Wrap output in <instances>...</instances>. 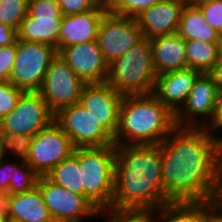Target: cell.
Instances as JSON below:
<instances>
[{
  "instance_id": "31",
  "label": "cell",
  "mask_w": 222,
  "mask_h": 222,
  "mask_svg": "<svg viewBox=\"0 0 222 222\" xmlns=\"http://www.w3.org/2000/svg\"><path fill=\"white\" fill-rule=\"evenodd\" d=\"M24 92L10 81H0V121L15 109Z\"/></svg>"
},
{
  "instance_id": "17",
  "label": "cell",
  "mask_w": 222,
  "mask_h": 222,
  "mask_svg": "<svg viewBox=\"0 0 222 222\" xmlns=\"http://www.w3.org/2000/svg\"><path fill=\"white\" fill-rule=\"evenodd\" d=\"M186 0H161L135 19L146 39L177 33Z\"/></svg>"
},
{
  "instance_id": "40",
  "label": "cell",
  "mask_w": 222,
  "mask_h": 222,
  "mask_svg": "<svg viewBox=\"0 0 222 222\" xmlns=\"http://www.w3.org/2000/svg\"><path fill=\"white\" fill-rule=\"evenodd\" d=\"M208 74L213 78L218 90H222V58L219 59Z\"/></svg>"
},
{
  "instance_id": "38",
  "label": "cell",
  "mask_w": 222,
  "mask_h": 222,
  "mask_svg": "<svg viewBox=\"0 0 222 222\" xmlns=\"http://www.w3.org/2000/svg\"><path fill=\"white\" fill-rule=\"evenodd\" d=\"M17 40V31L0 23V47L10 46Z\"/></svg>"
},
{
  "instance_id": "27",
  "label": "cell",
  "mask_w": 222,
  "mask_h": 222,
  "mask_svg": "<svg viewBox=\"0 0 222 222\" xmlns=\"http://www.w3.org/2000/svg\"><path fill=\"white\" fill-rule=\"evenodd\" d=\"M100 215L108 222H157V209L110 208Z\"/></svg>"
},
{
  "instance_id": "25",
  "label": "cell",
  "mask_w": 222,
  "mask_h": 222,
  "mask_svg": "<svg viewBox=\"0 0 222 222\" xmlns=\"http://www.w3.org/2000/svg\"><path fill=\"white\" fill-rule=\"evenodd\" d=\"M46 177L70 192L82 195V171L73 153L56 165Z\"/></svg>"
},
{
  "instance_id": "30",
  "label": "cell",
  "mask_w": 222,
  "mask_h": 222,
  "mask_svg": "<svg viewBox=\"0 0 222 222\" xmlns=\"http://www.w3.org/2000/svg\"><path fill=\"white\" fill-rule=\"evenodd\" d=\"M161 0H108V10L120 16L136 18Z\"/></svg>"
},
{
  "instance_id": "6",
  "label": "cell",
  "mask_w": 222,
  "mask_h": 222,
  "mask_svg": "<svg viewBox=\"0 0 222 222\" xmlns=\"http://www.w3.org/2000/svg\"><path fill=\"white\" fill-rule=\"evenodd\" d=\"M56 55L57 49L51 45L17 39V52L9 81L25 92H38Z\"/></svg>"
},
{
  "instance_id": "4",
  "label": "cell",
  "mask_w": 222,
  "mask_h": 222,
  "mask_svg": "<svg viewBox=\"0 0 222 222\" xmlns=\"http://www.w3.org/2000/svg\"><path fill=\"white\" fill-rule=\"evenodd\" d=\"M73 154L82 171V196L99 212L112 208L115 185V145L77 147Z\"/></svg>"
},
{
  "instance_id": "1",
  "label": "cell",
  "mask_w": 222,
  "mask_h": 222,
  "mask_svg": "<svg viewBox=\"0 0 222 222\" xmlns=\"http://www.w3.org/2000/svg\"><path fill=\"white\" fill-rule=\"evenodd\" d=\"M165 204L222 197L218 136L205 127L176 126L159 144Z\"/></svg>"
},
{
  "instance_id": "13",
  "label": "cell",
  "mask_w": 222,
  "mask_h": 222,
  "mask_svg": "<svg viewBox=\"0 0 222 222\" xmlns=\"http://www.w3.org/2000/svg\"><path fill=\"white\" fill-rule=\"evenodd\" d=\"M55 118L39 92H24L15 109L0 121V131L36 135Z\"/></svg>"
},
{
  "instance_id": "11",
  "label": "cell",
  "mask_w": 222,
  "mask_h": 222,
  "mask_svg": "<svg viewBox=\"0 0 222 222\" xmlns=\"http://www.w3.org/2000/svg\"><path fill=\"white\" fill-rule=\"evenodd\" d=\"M143 39L135 18L120 16L108 10L101 20L96 41L109 64Z\"/></svg>"
},
{
  "instance_id": "42",
  "label": "cell",
  "mask_w": 222,
  "mask_h": 222,
  "mask_svg": "<svg viewBox=\"0 0 222 222\" xmlns=\"http://www.w3.org/2000/svg\"><path fill=\"white\" fill-rule=\"evenodd\" d=\"M219 157L222 161V136L218 135Z\"/></svg>"
},
{
  "instance_id": "14",
  "label": "cell",
  "mask_w": 222,
  "mask_h": 222,
  "mask_svg": "<svg viewBox=\"0 0 222 222\" xmlns=\"http://www.w3.org/2000/svg\"><path fill=\"white\" fill-rule=\"evenodd\" d=\"M218 87L208 73H201L185 103L175 113L179 127H204L211 119L218 96Z\"/></svg>"
},
{
  "instance_id": "36",
  "label": "cell",
  "mask_w": 222,
  "mask_h": 222,
  "mask_svg": "<svg viewBox=\"0 0 222 222\" xmlns=\"http://www.w3.org/2000/svg\"><path fill=\"white\" fill-rule=\"evenodd\" d=\"M206 130L215 135H219L222 130V90L218 92V96L214 105V111L210 121L204 126Z\"/></svg>"
},
{
  "instance_id": "34",
  "label": "cell",
  "mask_w": 222,
  "mask_h": 222,
  "mask_svg": "<svg viewBox=\"0 0 222 222\" xmlns=\"http://www.w3.org/2000/svg\"><path fill=\"white\" fill-rule=\"evenodd\" d=\"M17 52V40L10 46L0 47V81H9Z\"/></svg>"
},
{
  "instance_id": "21",
  "label": "cell",
  "mask_w": 222,
  "mask_h": 222,
  "mask_svg": "<svg viewBox=\"0 0 222 222\" xmlns=\"http://www.w3.org/2000/svg\"><path fill=\"white\" fill-rule=\"evenodd\" d=\"M8 219L14 222L54 221L37 186L28 192L12 194Z\"/></svg>"
},
{
  "instance_id": "10",
  "label": "cell",
  "mask_w": 222,
  "mask_h": 222,
  "mask_svg": "<svg viewBox=\"0 0 222 222\" xmlns=\"http://www.w3.org/2000/svg\"><path fill=\"white\" fill-rule=\"evenodd\" d=\"M84 85L85 83L57 53L47 69L38 92L50 110L56 114L60 109L79 102Z\"/></svg>"
},
{
  "instance_id": "22",
  "label": "cell",
  "mask_w": 222,
  "mask_h": 222,
  "mask_svg": "<svg viewBox=\"0 0 222 222\" xmlns=\"http://www.w3.org/2000/svg\"><path fill=\"white\" fill-rule=\"evenodd\" d=\"M177 33L185 40L219 42L221 33L212 28L198 7L187 3L182 9Z\"/></svg>"
},
{
  "instance_id": "9",
  "label": "cell",
  "mask_w": 222,
  "mask_h": 222,
  "mask_svg": "<svg viewBox=\"0 0 222 222\" xmlns=\"http://www.w3.org/2000/svg\"><path fill=\"white\" fill-rule=\"evenodd\" d=\"M70 138L53 121L33 136L25 161L39 176H46L74 151Z\"/></svg>"
},
{
  "instance_id": "35",
  "label": "cell",
  "mask_w": 222,
  "mask_h": 222,
  "mask_svg": "<svg viewBox=\"0 0 222 222\" xmlns=\"http://www.w3.org/2000/svg\"><path fill=\"white\" fill-rule=\"evenodd\" d=\"M10 159V157H0V190H9L14 169L21 162L18 159Z\"/></svg>"
},
{
  "instance_id": "16",
  "label": "cell",
  "mask_w": 222,
  "mask_h": 222,
  "mask_svg": "<svg viewBox=\"0 0 222 222\" xmlns=\"http://www.w3.org/2000/svg\"><path fill=\"white\" fill-rule=\"evenodd\" d=\"M57 53L85 84L106 82L108 63L96 40L64 46Z\"/></svg>"
},
{
  "instance_id": "44",
  "label": "cell",
  "mask_w": 222,
  "mask_h": 222,
  "mask_svg": "<svg viewBox=\"0 0 222 222\" xmlns=\"http://www.w3.org/2000/svg\"><path fill=\"white\" fill-rule=\"evenodd\" d=\"M9 219L6 218L5 216L0 215V222H8Z\"/></svg>"
},
{
  "instance_id": "41",
  "label": "cell",
  "mask_w": 222,
  "mask_h": 222,
  "mask_svg": "<svg viewBox=\"0 0 222 222\" xmlns=\"http://www.w3.org/2000/svg\"><path fill=\"white\" fill-rule=\"evenodd\" d=\"M216 0H186V3L190 6L198 7L206 3L214 2Z\"/></svg>"
},
{
  "instance_id": "33",
  "label": "cell",
  "mask_w": 222,
  "mask_h": 222,
  "mask_svg": "<svg viewBox=\"0 0 222 222\" xmlns=\"http://www.w3.org/2000/svg\"><path fill=\"white\" fill-rule=\"evenodd\" d=\"M57 2L63 16L84 13L99 4L96 0H57Z\"/></svg>"
},
{
  "instance_id": "3",
  "label": "cell",
  "mask_w": 222,
  "mask_h": 222,
  "mask_svg": "<svg viewBox=\"0 0 222 222\" xmlns=\"http://www.w3.org/2000/svg\"><path fill=\"white\" fill-rule=\"evenodd\" d=\"M176 127L175 114L153 94L123 97L115 145H158Z\"/></svg>"
},
{
  "instance_id": "32",
  "label": "cell",
  "mask_w": 222,
  "mask_h": 222,
  "mask_svg": "<svg viewBox=\"0 0 222 222\" xmlns=\"http://www.w3.org/2000/svg\"><path fill=\"white\" fill-rule=\"evenodd\" d=\"M206 22L218 32L222 33V0L198 6Z\"/></svg>"
},
{
  "instance_id": "23",
  "label": "cell",
  "mask_w": 222,
  "mask_h": 222,
  "mask_svg": "<svg viewBox=\"0 0 222 222\" xmlns=\"http://www.w3.org/2000/svg\"><path fill=\"white\" fill-rule=\"evenodd\" d=\"M185 54L188 68L208 73L220 59L219 42L185 41Z\"/></svg>"
},
{
  "instance_id": "43",
  "label": "cell",
  "mask_w": 222,
  "mask_h": 222,
  "mask_svg": "<svg viewBox=\"0 0 222 222\" xmlns=\"http://www.w3.org/2000/svg\"><path fill=\"white\" fill-rule=\"evenodd\" d=\"M219 57L222 58V33L219 39Z\"/></svg>"
},
{
  "instance_id": "15",
  "label": "cell",
  "mask_w": 222,
  "mask_h": 222,
  "mask_svg": "<svg viewBox=\"0 0 222 222\" xmlns=\"http://www.w3.org/2000/svg\"><path fill=\"white\" fill-rule=\"evenodd\" d=\"M123 97L106 82L91 83L83 86L79 103L114 137Z\"/></svg>"
},
{
  "instance_id": "24",
  "label": "cell",
  "mask_w": 222,
  "mask_h": 222,
  "mask_svg": "<svg viewBox=\"0 0 222 222\" xmlns=\"http://www.w3.org/2000/svg\"><path fill=\"white\" fill-rule=\"evenodd\" d=\"M157 222H204V202H169L157 209Z\"/></svg>"
},
{
  "instance_id": "29",
  "label": "cell",
  "mask_w": 222,
  "mask_h": 222,
  "mask_svg": "<svg viewBox=\"0 0 222 222\" xmlns=\"http://www.w3.org/2000/svg\"><path fill=\"white\" fill-rule=\"evenodd\" d=\"M39 177L25 161H21L12 174L9 191L11 194L28 192L37 186Z\"/></svg>"
},
{
  "instance_id": "2",
  "label": "cell",
  "mask_w": 222,
  "mask_h": 222,
  "mask_svg": "<svg viewBox=\"0 0 222 222\" xmlns=\"http://www.w3.org/2000/svg\"><path fill=\"white\" fill-rule=\"evenodd\" d=\"M112 208L158 209L165 204L158 145H115Z\"/></svg>"
},
{
  "instance_id": "39",
  "label": "cell",
  "mask_w": 222,
  "mask_h": 222,
  "mask_svg": "<svg viewBox=\"0 0 222 222\" xmlns=\"http://www.w3.org/2000/svg\"><path fill=\"white\" fill-rule=\"evenodd\" d=\"M12 194L9 190H0V215L9 218Z\"/></svg>"
},
{
  "instance_id": "28",
  "label": "cell",
  "mask_w": 222,
  "mask_h": 222,
  "mask_svg": "<svg viewBox=\"0 0 222 222\" xmlns=\"http://www.w3.org/2000/svg\"><path fill=\"white\" fill-rule=\"evenodd\" d=\"M29 0H2L0 23L18 31L21 21L28 14Z\"/></svg>"
},
{
  "instance_id": "7",
  "label": "cell",
  "mask_w": 222,
  "mask_h": 222,
  "mask_svg": "<svg viewBox=\"0 0 222 222\" xmlns=\"http://www.w3.org/2000/svg\"><path fill=\"white\" fill-rule=\"evenodd\" d=\"M62 20L57 0H29L28 14L21 21L17 39L48 44L58 51Z\"/></svg>"
},
{
  "instance_id": "8",
  "label": "cell",
  "mask_w": 222,
  "mask_h": 222,
  "mask_svg": "<svg viewBox=\"0 0 222 222\" xmlns=\"http://www.w3.org/2000/svg\"><path fill=\"white\" fill-rule=\"evenodd\" d=\"M54 121L70 138L75 148L115 145L114 137L79 102L60 109L55 114Z\"/></svg>"
},
{
  "instance_id": "26",
  "label": "cell",
  "mask_w": 222,
  "mask_h": 222,
  "mask_svg": "<svg viewBox=\"0 0 222 222\" xmlns=\"http://www.w3.org/2000/svg\"><path fill=\"white\" fill-rule=\"evenodd\" d=\"M33 136L26 134H13L10 132L0 131V152L1 157H14L21 161L28 158L29 148ZM13 157H12V156Z\"/></svg>"
},
{
  "instance_id": "20",
  "label": "cell",
  "mask_w": 222,
  "mask_h": 222,
  "mask_svg": "<svg viewBox=\"0 0 222 222\" xmlns=\"http://www.w3.org/2000/svg\"><path fill=\"white\" fill-rule=\"evenodd\" d=\"M150 42L157 75L188 68L185 40L178 33L157 36L150 39Z\"/></svg>"
},
{
  "instance_id": "5",
  "label": "cell",
  "mask_w": 222,
  "mask_h": 222,
  "mask_svg": "<svg viewBox=\"0 0 222 222\" xmlns=\"http://www.w3.org/2000/svg\"><path fill=\"white\" fill-rule=\"evenodd\" d=\"M156 78L152 45L144 38L108 64L106 83L123 96L143 95L153 93Z\"/></svg>"
},
{
  "instance_id": "19",
  "label": "cell",
  "mask_w": 222,
  "mask_h": 222,
  "mask_svg": "<svg viewBox=\"0 0 222 222\" xmlns=\"http://www.w3.org/2000/svg\"><path fill=\"white\" fill-rule=\"evenodd\" d=\"M107 11V4H98L90 11L63 16L59 49L97 40L101 20Z\"/></svg>"
},
{
  "instance_id": "37",
  "label": "cell",
  "mask_w": 222,
  "mask_h": 222,
  "mask_svg": "<svg viewBox=\"0 0 222 222\" xmlns=\"http://www.w3.org/2000/svg\"><path fill=\"white\" fill-rule=\"evenodd\" d=\"M204 222H222V197L204 202Z\"/></svg>"
},
{
  "instance_id": "18",
  "label": "cell",
  "mask_w": 222,
  "mask_h": 222,
  "mask_svg": "<svg viewBox=\"0 0 222 222\" xmlns=\"http://www.w3.org/2000/svg\"><path fill=\"white\" fill-rule=\"evenodd\" d=\"M200 71L186 68L157 75L153 94L174 114L185 103Z\"/></svg>"
},
{
  "instance_id": "45",
  "label": "cell",
  "mask_w": 222,
  "mask_h": 222,
  "mask_svg": "<svg viewBox=\"0 0 222 222\" xmlns=\"http://www.w3.org/2000/svg\"><path fill=\"white\" fill-rule=\"evenodd\" d=\"M99 4H107L108 0H96Z\"/></svg>"
},
{
  "instance_id": "12",
  "label": "cell",
  "mask_w": 222,
  "mask_h": 222,
  "mask_svg": "<svg viewBox=\"0 0 222 222\" xmlns=\"http://www.w3.org/2000/svg\"><path fill=\"white\" fill-rule=\"evenodd\" d=\"M37 187L54 221L82 222L83 218L100 216V212L84 196L70 192L46 176L39 177Z\"/></svg>"
}]
</instances>
